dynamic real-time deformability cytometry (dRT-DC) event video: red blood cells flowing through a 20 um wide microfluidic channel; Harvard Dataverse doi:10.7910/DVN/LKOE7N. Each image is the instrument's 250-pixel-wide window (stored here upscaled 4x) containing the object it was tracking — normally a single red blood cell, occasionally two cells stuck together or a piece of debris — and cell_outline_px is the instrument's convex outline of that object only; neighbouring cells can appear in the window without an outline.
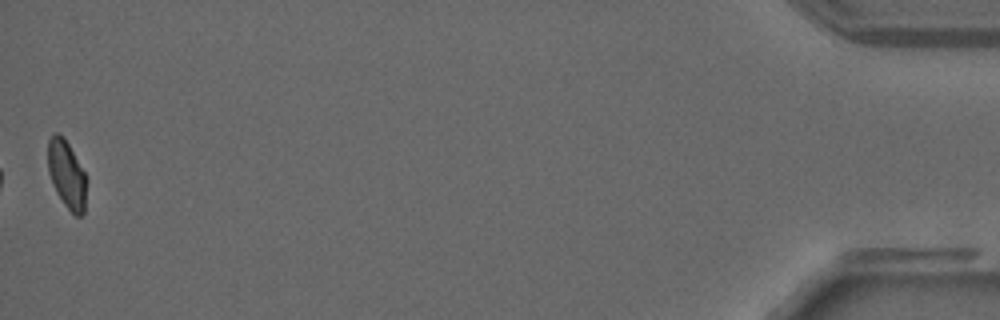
{"species": "common noctule bat (a hibernating species)", "species_latin": "Nyctalus noctula", "temperature_condition": "warm", "stored_images_in_passage": 35, "camera_frame_rate_fps": 3000, "um_per_image_px": 0.085, "animal": {"sex": "male", "forearm_length_mm": 52.5}, "frame": {"image": 1, "passage_image": 35, "time_ms": 11.333, "image_size_px": [1000, 320], "cell_outline_px": [[84, 212], [80, 216], [76, 216], [64, 204], [56, 192], [48, 172], [48, 140], [56, 132], [64, 136], [84, 172]], "centroid_in_image_um": [5.63, 14.79], "position_along_channel_um": 429.6, "area_um2": 14.74}}